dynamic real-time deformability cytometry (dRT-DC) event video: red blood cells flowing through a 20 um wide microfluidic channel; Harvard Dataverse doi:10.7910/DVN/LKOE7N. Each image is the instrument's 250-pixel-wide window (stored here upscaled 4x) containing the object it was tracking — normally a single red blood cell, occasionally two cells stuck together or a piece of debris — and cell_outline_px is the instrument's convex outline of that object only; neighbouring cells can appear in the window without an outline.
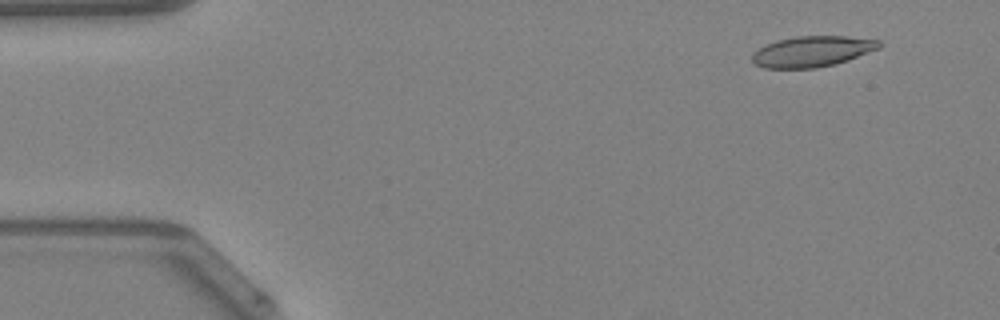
{"species": "Egyptian fruit bat (a non-hibernating species)", "species_latin": "Rousettus aegyptiacus", "temperature_condition": "warm", "stored_images_in_passage": 45, "camera_frame_rate_fps": 3000, "um_per_image_px": 0.085, "animal": {"sex": "female"}, "frame": {"image": 1, "passage_image": 4, "time_ms": 1.0, "image_size_px": [1000, 320], "cell_outline_px": [[884, 44], [880, 48], [848, 60], [816, 68], [764, 68], [756, 64], [752, 60], [752, 52], [764, 44], [776, 40], [796, 36], [844, 36], [880, 40]], "centroid_in_image_um": [69.03, 4.36], "position_along_channel_um": 16.0, "area_um2": 22.89}}
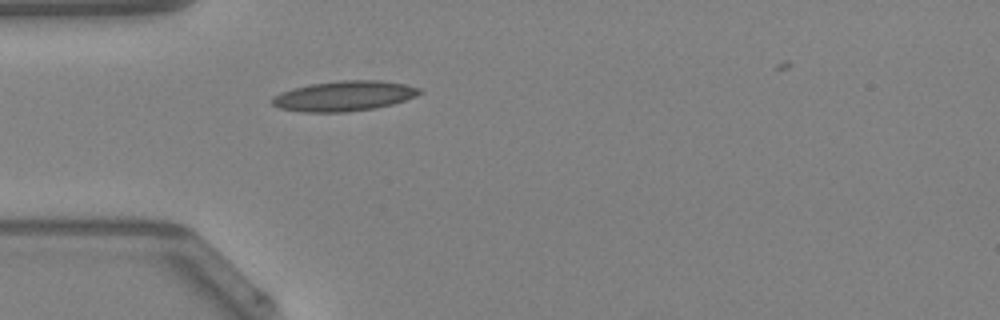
{"frame": {"image": 2, "passage_image": 14, "time_ms": 4.333, "image_size_px": [1000, 320], "cell_outline_px": [[424, 92], [416, 96], [392, 104], [376, 108], [348, 112], [300, 112], [280, 108], [272, 104], [268, 100], [272, 96], [280, 92], [292, 88], [312, 84], [340, 80], [380, 80], [404, 84], [420, 88]], "centroid_in_image_um": [29.21, 8.16], "position_along_channel_um": 55.8, "area_um2": 26.13}}
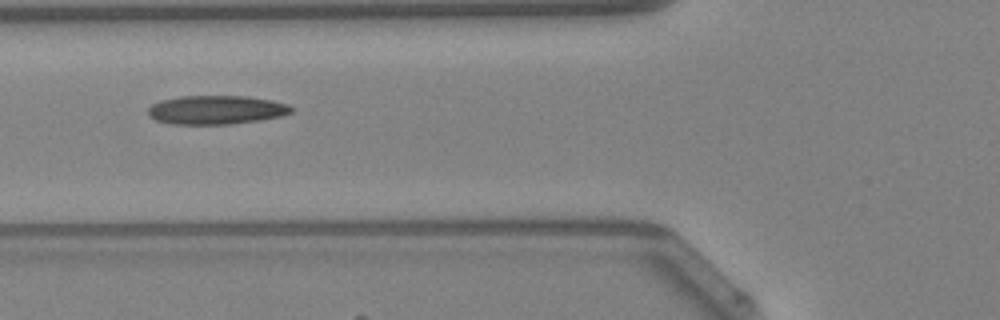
{"frame": {"image": 3, "passage_image": 18, "time_ms": 5.667, "image_size_px": [1000, 320], "cell_outline_px": [[292, 112], [280, 116], [260, 120], [232, 124], [172, 124], [156, 120], [148, 116], [148, 108], [152, 104], [160, 100], [180, 96], [248, 96], [272, 100], [288, 104], [292, 108]], "centroid_in_image_um": [18.36, 9.33], "position_along_channel_um": 107.4, "area_um2": 24.16}}